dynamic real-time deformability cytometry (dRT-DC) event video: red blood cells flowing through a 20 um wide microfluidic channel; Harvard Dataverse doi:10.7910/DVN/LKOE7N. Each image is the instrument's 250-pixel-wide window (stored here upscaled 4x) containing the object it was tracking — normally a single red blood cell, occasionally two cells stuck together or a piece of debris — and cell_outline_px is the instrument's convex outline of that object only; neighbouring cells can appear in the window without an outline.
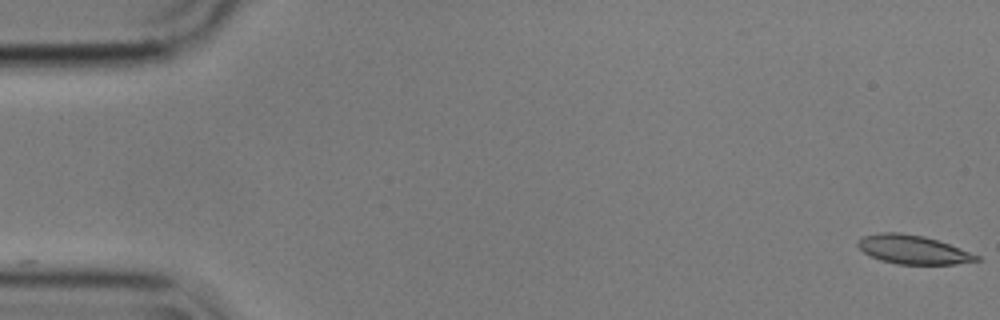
{"species": "common noctule bat (a hibernating species)", "species_latin": "Nyctalus noctula", "temperature_condition": "cold", "stored_images_in_passage": 56, "camera_frame_rate_fps": 3000, "um_per_image_px": 0.085, "animal": {"sex": "male", "body_mass_g": 17.9}, "frame": {"image": 1, "passage_image": 1, "time_ms": 0.0, "image_size_px": [1000, 320], "cell_outline_px": [[980, 260], [956, 264], [896, 264], [880, 260], [864, 252], [856, 244], [860, 236], [880, 232], [900, 232], [924, 236], [948, 244], [980, 256]], "centroid_in_image_um": [77.56, 21.21], "position_along_channel_um": 7.4, "area_um2": 19.83}}
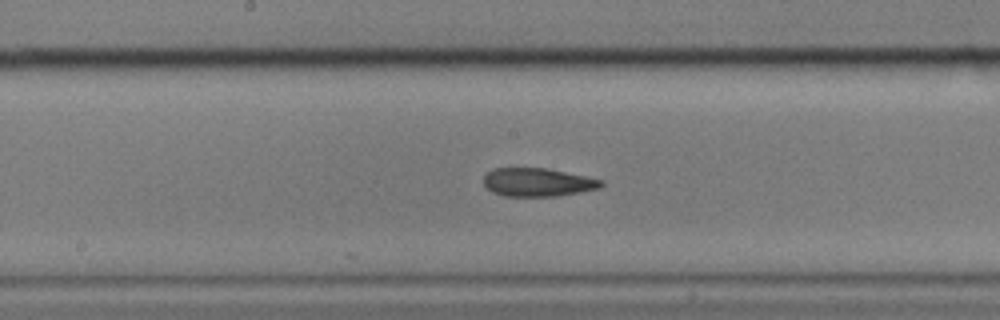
{"frame": {"image": 2, "passage_image": 29, "time_ms": 9.333, "image_size_px": [1000, 320], "cell_outline_px": [[604, 184], [600, 188], [560, 196], [504, 196], [492, 192], [484, 184], [484, 176], [492, 168], [548, 168], [604, 180]], "centroid_in_image_um": [45.72, 15.49], "position_along_channel_um": 202.5, "area_um2": 19.54}}
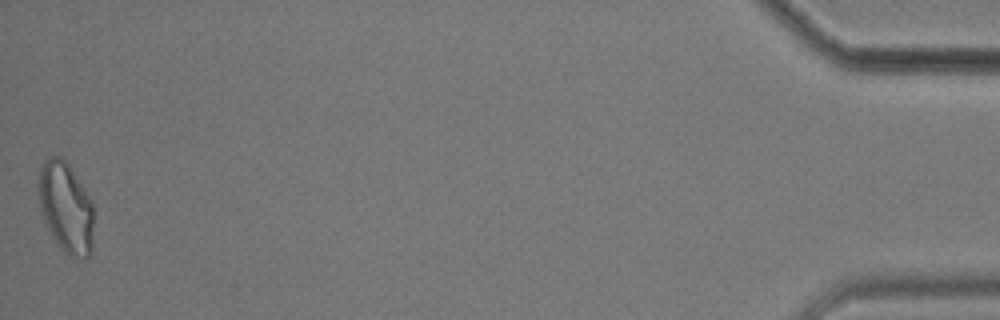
{"frame": {"image": 3, "passage_image": 56, "time_ms": 18.333, "image_size_px": [1000, 320], "cell_outline_px": [[92, 252], [84, 260], [72, 256], [64, 252], [56, 244], [44, 220], [40, 204], [40, 168], [44, 160], [48, 156], [60, 156], [68, 164], [92, 204]], "centroid_in_image_um": [5.6, 17.68], "position_along_channel_um": 429.6, "area_um2": 28.44}, "authors_computed_cell_mechanics": {"area_um2": 20.3745, "velocity_mm_per_s": 3.5627, "shape_relaxation_time_tau1_ms": 6.1493, "shape_relaxation_time_tau2_ms": 3.5202, "deformation_change_tau1": 0.1683, "deformation_change_tau2": 0.1101}}